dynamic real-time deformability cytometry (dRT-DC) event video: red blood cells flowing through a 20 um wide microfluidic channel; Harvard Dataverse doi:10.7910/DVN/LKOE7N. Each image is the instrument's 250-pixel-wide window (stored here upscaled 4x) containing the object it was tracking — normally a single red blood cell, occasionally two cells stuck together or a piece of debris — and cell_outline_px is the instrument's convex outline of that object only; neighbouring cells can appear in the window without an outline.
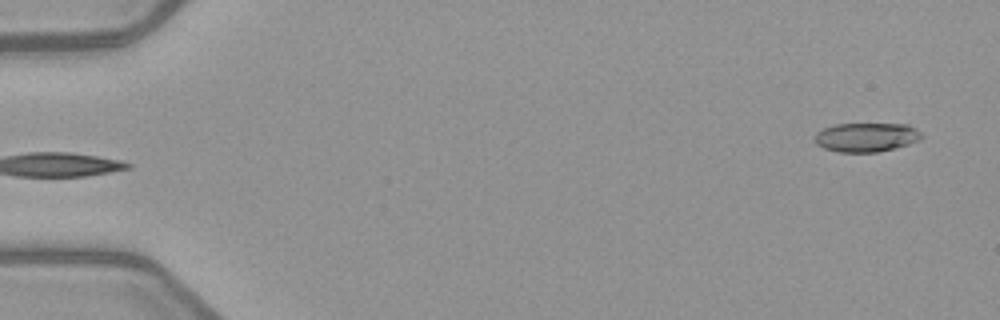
{"species": "common noctule bat (a hibernating species)", "species_latin": "Nyctalus noctula", "temperature_condition": "warm", "stored_images_in_passage": 6, "segment_of_instrument_passage": [2, 2], "camera_frame_rate_fps": 3000, "um_per_image_px": 0.085, "animal": {"sex": "female", "body_mass_g": 21.9}, "frame": {"image": 1, "passage_image": 6, "time_ms": 6.333, "image_size_px": [1000, 320], "cell_outline_px": [[924, 136], [920, 140], [896, 148], [876, 152], [836, 152], [824, 148], [816, 144], [816, 132], [824, 128], [836, 124], [908, 124], [916, 128]], "centroid_in_image_um": [73.66, 11.66], "position_along_channel_um": 11.3, "area_um2": 18.15}}